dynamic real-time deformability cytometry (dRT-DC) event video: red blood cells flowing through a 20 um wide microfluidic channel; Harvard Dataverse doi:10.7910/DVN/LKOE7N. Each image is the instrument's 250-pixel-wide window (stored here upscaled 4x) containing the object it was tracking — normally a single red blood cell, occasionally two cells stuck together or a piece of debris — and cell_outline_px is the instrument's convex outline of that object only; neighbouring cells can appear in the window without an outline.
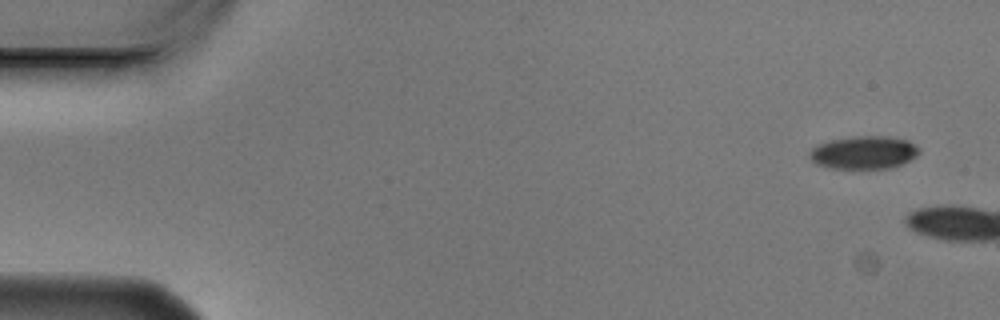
{"species": "Egyptian fruit bat (a non-hibernating species)", "species_latin": "Rousettus aegyptiacus", "temperature_condition": "cold", "stored_images_in_passage": 4, "camera_frame_rate_fps": 3000, "um_per_image_px": 0.085, "animal": {"sex": "male"}, "frame": {"image": 1, "passage_image": 1, "time_ms": 0.0, "image_size_px": [1000, 320], "cell_outline_px": [[920, 152], [916, 156], [900, 164], [888, 168], [828, 168], [816, 164], [808, 156], [808, 152], [816, 144], [828, 140], [852, 136], [888, 136], [908, 140], [920, 148]], "centroid_in_image_um": [73.38, 12.94], "position_along_channel_um": 11.6, "area_um2": 21.21}}